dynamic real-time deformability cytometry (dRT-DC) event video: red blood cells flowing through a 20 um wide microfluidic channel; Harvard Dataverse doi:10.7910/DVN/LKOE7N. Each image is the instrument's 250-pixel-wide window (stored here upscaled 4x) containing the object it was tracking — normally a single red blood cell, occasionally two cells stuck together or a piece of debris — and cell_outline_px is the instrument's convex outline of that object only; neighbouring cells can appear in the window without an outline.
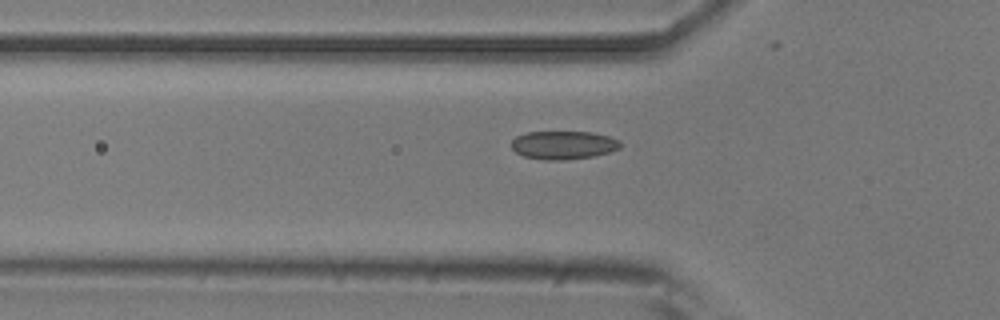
{"species": "common noctule bat (a hibernating species)", "species_latin": "Nyctalus noctula", "temperature_condition": "room temperature", "stored_images_in_passage": 42, "camera_frame_rate_fps": 3000, "um_per_image_px": 0.085, "animal": {"sex": "male", "body_mass_g": 20.5, "forearm_length_mm": 52.5}, "frame": {"image": 1, "passage_image": 9, "time_ms": 2.667, "image_size_px": [1000, 320], "cell_outline_px": [[620, 148], [608, 152], [592, 156], [564, 160], [544, 160], [524, 156], [516, 152], [512, 148], [512, 140], [516, 136], [528, 132], [592, 132], [608, 136], [620, 140]], "centroid_in_image_um": [47.88, 12.33], "position_along_channel_um": 77.9, "area_um2": 17.86}}
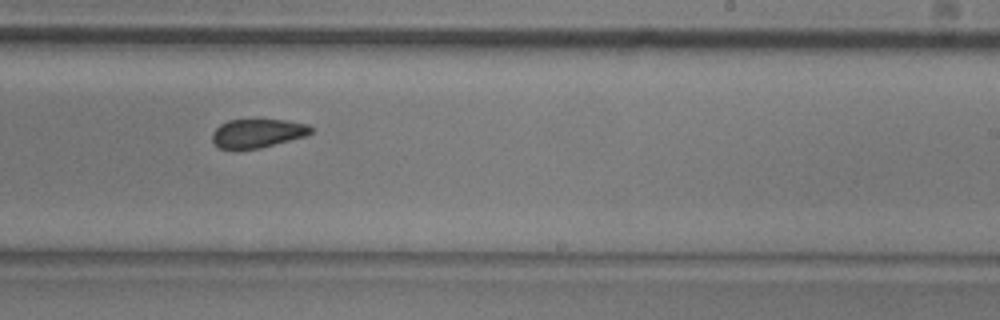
{"frame": {"image": 2, "passage_image": 24, "time_ms": 7.667, "image_size_px": [1000, 320], "cell_outline_px": [[312, 132], [304, 136], [260, 148], [220, 148], [212, 140], [212, 132], [220, 124], [228, 120], [288, 120], [308, 124], [312, 128]], "centroid_in_image_um": [21.89, 11.31], "position_along_channel_um": 267.1, "area_um2": 16.24}}
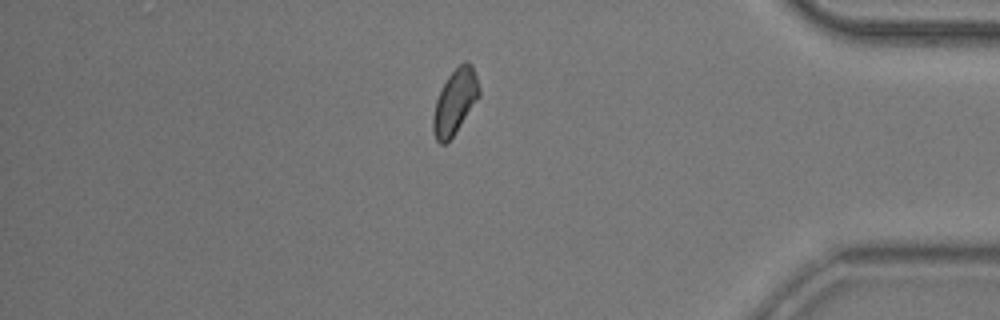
{"frame": {"image": 3, "passage_image": 37, "time_ms": 12.0, "image_size_px": [1000, 320], "cell_outline_px": [[480, 96], [456, 132], [444, 144], [440, 144], [436, 140], [432, 128], [432, 116], [436, 100], [448, 76], [464, 60], [468, 60], [472, 64], [480, 88]], "centroid_in_image_um": [38.68, 8.64], "position_along_channel_um": 396.5, "area_um2": 17.34}, "authors_computed_cell_mechanics": {"area_um2": 18.0047, "velocity_mm_per_s": 3.7507, "shape_relaxation_time_tau1_ms": 5.2895, "shape_relaxation_time_tau2_ms": 4.2105, "deformation_change_tau1": 0.0713, "deformation_change_tau2": 0.0748}}